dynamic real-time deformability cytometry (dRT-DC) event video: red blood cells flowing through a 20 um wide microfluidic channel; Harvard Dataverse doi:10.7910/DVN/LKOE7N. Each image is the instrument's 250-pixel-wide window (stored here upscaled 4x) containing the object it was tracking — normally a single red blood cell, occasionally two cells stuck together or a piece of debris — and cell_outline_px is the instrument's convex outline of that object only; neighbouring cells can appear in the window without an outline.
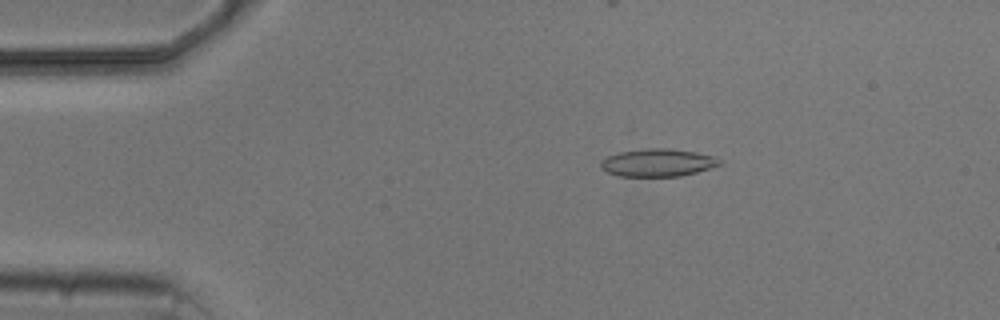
{"species": "common noctule bat (a hibernating species)", "species_latin": "Nyctalus noctula", "temperature_condition": "cold", "stored_images_in_passage": 6, "camera_frame_rate_fps": 3000, "um_per_image_px": 0.085, "animal": {"sex": "male", "body_mass_g": 20.5, "forearm_length_mm": 52.5}, "frame": {"image": 1, "passage_image": 3, "time_ms": 2.333, "image_size_px": [1000, 320], "cell_outline_px": [[724, 164], [696, 172], [680, 176], [620, 176], [608, 172], [600, 168], [600, 160], [608, 156], [620, 152], [648, 148], [664, 148], [696, 152], [716, 156], [724, 160]], "centroid_in_image_um": [55.96, 13.82], "position_along_channel_um": 29.0, "area_um2": 19.31}}
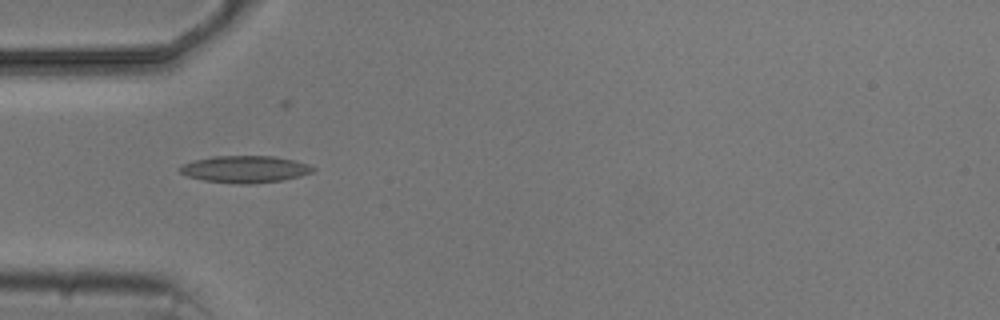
{"frame": {"image": 2, "passage_image": 5, "time_ms": 4.667, "image_size_px": [1000, 320], "cell_outline_px": [[316, 168], [312, 172], [300, 176], [280, 180], [252, 184], [240, 184], [204, 180], [188, 176], [180, 172], [180, 168], [184, 164], [196, 160], [212, 156], [276, 156], [308, 164]], "centroid_in_image_um": [20.85, 14.38], "position_along_channel_um": 64.1, "area_um2": 20.63}}
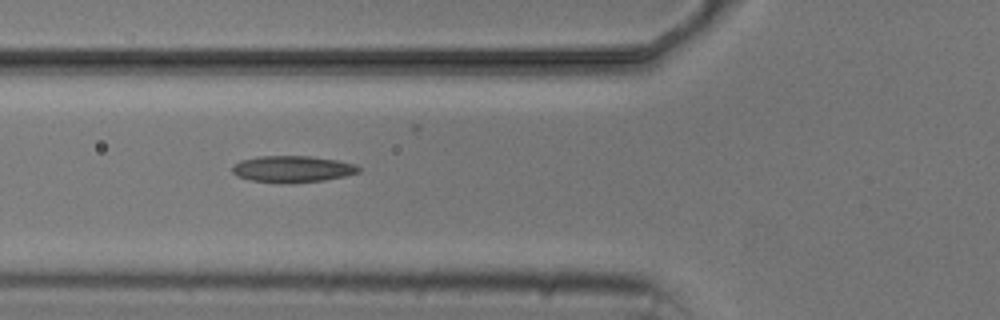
{"frame": {"image": 3, "passage_image": 6, "time_ms": 5.667, "image_size_px": [1000, 320], "cell_outline_px": [[360, 172], [344, 176], [324, 180], [292, 184], [280, 184], [252, 180], [236, 176], [232, 172], [232, 164], [240, 160], [256, 156], [308, 156], [336, 160], [356, 164], [360, 168]], "centroid_in_image_um": [24.82, 14.38], "position_along_channel_um": 101.0, "area_um2": 19.88}}